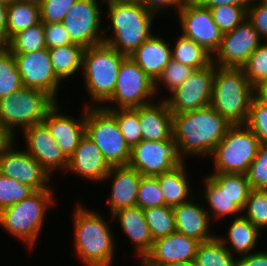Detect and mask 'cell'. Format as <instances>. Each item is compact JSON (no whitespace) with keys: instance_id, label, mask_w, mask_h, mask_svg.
I'll use <instances>...</instances> for the list:
<instances>
[{"instance_id":"13","label":"cell","mask_w":267,"mask_h":266,"mask_svg":"<svg viewBox=\"0 0 267 266\" xmlns=\"http://www.w3.org/2000/svg\"><path fill=\"white\" fill-rule=\"evenodd\" d=\"M182 162L174 140H141L131 149L128 165L136 169L142 176L155 177L171 171Z\"/></svg>"},{"instance_id":"30","label":"cell","mask_w":267,"mask_h":266,"mask_svg":"<svg viewBox=\"0 0 267 266\" xmlns=\"http://www.w3.org/2000/svg\"><path fill=\"white\" fill-rule=\"evenodd\" d=\"M204 189L202 191V200L208 203L206 211L210 219L214 221L225 217H238L242 215V210L232 202V199L222 191L221 188L206 174L203 180ZM241 213V214H240ZM213 216H211V215Z\"/></svg>"},{"instance_id":"10","label":"cell","mask_w":267,"mask_h":266,"mask_svg":"<svg viewBox=\"0 0 267 266\" xmlns=\"http://www.w3.org/2000/svg\"><path fill=\"white\" fill-rule=\"evenodd\" d=\"M154 96H156L155 83L129 56H126L120 64L113 95L106 102L108 105L103 104L102 108L106 110L139 108L154 102Z\"/></svg>"},{"instance_id":"54","label":"cell","mask_w":267,"mask_h":266,"mask_svg":"<svg viewBox=\"0 0 267 266\" xmlns=\"http://www.w3.org/2000/svg\"><path fill=\"white\" fill-rule=\"evenodd\" d=\"M14 140L13 135L0 123V153L6 149Z\"/></svg>"},{"instance_id":"36","label":"cell","mask_w":267,"mask_h":266,"mask_svg":"<svg viewBox=\"0 0 267 266\" xmlns=\"http://www.w3.org/2000/svg\"><path fill=\"white\" fill-rule=\"evenodd\" d=\"M22 80L13 53L0 47V99L22 88Z\"/></svg>"},{"instance_id":"56","label":"cell","mask_w":267,"mask_h":266,"mask_svg":"<svg viewBox=\"0 0 267 266\" xmlns=\"http://www.w3.org/2000/svg\"><path fill=\"white\" fill-rule=\"evenodd\" d=\"M257 93L267 101V82L257 90Z\"/></svg>"},{"instance_id":"42","label":"cell","mask_w":267,"mask_h":266,"mask_svg":"<svg viewBox=\"0 0 267 266\" xmlns=\"http://www.w3.org/2000/svg\"><path fill=\"white\" fill-rule=\"evenodd\" d=\"M245 125L255 133L261 143L267 144V101L258 93L252 98Z\"/></svg>"},{"instance_id":"3","label":"cell","mask_w":267,"mask_h":266,"mask_svg":"<svg viewBox=\"0 0 267 266\" xmlns=\"http://www.w3.org/2000/svg\"><path fill=\"white\" fill-rule=\"evenodd\" d=\"M77 204L71 218L77 255L86 266H111L117 247L110 223L98 211Z\"/></svg>"},{"instance_id":"44","label":"cell","mask_w":267,"mask_h":266,"mask_svg":"<svg viewBox=\"0 0 267 266\" xmlns=\"http://www.w3.org/2000/svg\"><path fill=\"white\" fill-rule=\"evenodd\" d=\"M195 71V69L171 60L164 68L161 76L155 82V94H158L160 85L164 84L170 92L182 85ZM160 84V85H159ZM159 87V88H158Z\"/></svg>"},{"instance_id":"21","label":"cell","mask_w":267,"mask_h":266,"mask_svg":"<svg viewBox=\"0 0 267 266\" xmlns=\"http://www.w3.org/2000/svg\"><path fill=\"white\" fill-rule=\"evenodd\" d=\"M111 170L102 152L86 134L81 139L73 155L69 158L66 173L71 172L93 182H104Z\"/></svg>"},{"instance_id":"25","label":"cell","mask_w":267,"mask_h":266,"mask_svg":"<svg viewBox=\"0 0 267 266\" xmlns=\"http://www.w3.org/2000/svg\"><path fill=\"white\" fill-rule=\"evenodd\" d=\"M172 115L164 99L139 107L142 140H173Z\"/></svg>"},{"instance_id":"22","label":"cell","mask_w":267,"mask_h":266,"mask_svg":"<svg viewBox=\"0 0 267 266\" xmlns=\"http://www.w3.org/2000/svg\"><path fill=\"white\" fill-rule=\"evenodd\" d=\"M112 179L111 194L107 198V205L111 215L127 207L136 206L138 188L142 175L129 165L111 167L104 181Z\"/></svg>"},{"instance_id":"2","label":"cell","mask_w":267,"mask_h":266,"mask_svg":"<svg viewBox=\"0 0 267 266\" xmlns=\"http://www.w3.org/2000/svg\"><path fill=\"white\" fill-rule=\"evenodd\" d=\"M104 4L111 22L104 30V42L119 53L129 56L153 35L151 26L156 15L139 0H106Z\"/></svg>"},{"instance_id":"17","label":"cell","mask_w":267,"mask_h":266,"mask_svg":"<svg viewBox=\"0 0 267 266\" xmlns=\"http://www.w3.org/2000/svg\"><path fill=\"white\" fill-rule=\"evenodd\" d=\"M16 141L0 153V173L32 187L35 191L51 189L50 174L25 148L17 149Z\"/></svg>"},{"instance_id":"20","label":"cell","mask_w":267,"mask_h":266,"mask_svg":"<svg viewBox=\"0 0 267 266\" xmlns=\"http://www.w3.org/2000/svg\"><path fill=\"white\" fill-rule=\"evenodd\" d=\"M57 102L46 114L42 121L49 129L56 143L61 147L64 154L70 158L75 152L81 139L86 134V106L81 118L60 113L62 108Z\"/></svg>"},{"instance_id":"1","label":"cell","mask_w":267,"mask_h":266,"mask_svg":"<svg viewBox=\"0 0 267 266\" xmlns=\"http://www.w3.org/2000/svg\"><path fill=\"white\" fill-rule=\"evenodd\" d=\"M230 126L231 124L210 105L173 114V140L180 159L185 162L189 156H211Z\"/></svg>"},{"instance_id":"9","label":"cell","mask_w":267,"mask_h":266,"mask_svg":"<svg viewBox=\"0 0 267 266\" xmlns=\"http://www.w3.org/2000/svg\"><path fill=\"white\" fill-rule=\"evenodd\" d=\"M86 135L96 143L111 167L129 164L131 149L115 117L102 107H86Z\"/></svg>"},{"instance_id":"28","label":"cell","mask_w":267,"mask_h":266,"mask_svg":"<svg viewBox=\"0 0 267 266\" xmlns=\"http://www.w3.org/2000/svg\"><path fill=\"white\" fill-rule=\"evenodd\" d=\"M185 164L182 162L171 171L155 176L159 182L165 205L168 207L173 208L196 197L192 194L188 179L189 172L187 173L188 167Z\"/></svg>"},{"instance_id":"14","label":"cell","mask_w":267,"mask_h":266,"mask_svg":"<svg viewBox=\"0 0 267 266\" xmlns=\"http://www.w3.org/2000/svg\"><path fill=\"white\" fill-rule=\"evenodd\" d=\"M259 32L246 18L234 30L223 33L213 63L219 67L242 68L249 56L263 42Z\"/></svg>"},{"instance_id":"12","label":"cell","mask_w":267,"mask_h":266,"mask_svg":"<svg viewBox=\"0 0 267 266\" xmlns=\"http://www.w3.org/2000/svg\"><path fill=\"white\" fill-rule=\"evenodd\" d=\"M215 64L195 70L179 87L163 98L173 114L207 107L211 104Z\"/></svg>"},{"instance_id":"48","label":"cell","mask_w":267,"mask_h":266,"mask_svg":"<svg viewBox=\"0 0 267 266\" xmlns=\"http://www.w3.org/2000/svg\"><path fill=\"white\" fill-rule=\"evenodd\" d=\"M247 19L259 32L262 40L267 41V0H255L247 10Z\"/></svg>"},{"instance_id":"24","label":"cell","mask_w":267,"mask_h":266,"mask_svg":"<svg viewBox=\"0 0 267 266\" xmlns=\"http://www.w3.org/2000/svg\"><path fill=\"white\" fill-rule=\"evenodd\" d=\"M111 219L119 222L121 231L135 246L140 262L151 251L153 238L146 222L143 209L139 206L122 208L111 215Z\"/></svg>"},{"instance_id":"8","label":"cell","mask_w":267,"mask_h":266,"mask_svg":"<svg viewBox=\"0 0 267 266\" xmlns=\"http://www.w3.org/2000/svg\"><path fill=\"white\" fill-rule=\"evenodd\" d=\"M260 144L259 138L245 124L231 125L211 155L214 161L212 173L246 175Z\"/></svg>"},{"instance_id":"32","label":"cell","mask_w":267,"mask_h":266,"mask_svg":"<svg viewBox=\"0 0 267 266\" xmlns=\"http://www.w3.org/2000/svg\"><path fill=\"white\" fill-rule=\"evenodd\" d=\"M174 43L175 46L171 48L172 60L195 70L206 68L213 63L212 54L194 40L181 34Z\"/></svg>"},{"instance_id":"40","label":"cell","mask_w":267,"mask_h":266,"mask_svg":"<svg viewBox=\"0 0 267 266\" xmlns=\"http://www.w3.org/2000/svg\"><path fill=\"white\" fill-rule=\"evenodd\" d=\"M242 212V215L253 225L260 230H265L267 228V190L251 189Z\"/></svg>"},{"instance_id":"33","label":"cell","mask_w":267,"mask_h":266,"mask_svg":"<svg viewBox=\"0 0 267 266\" xmlns=\"http://www.w3.org/2000/svg\"><path fill=\"white\" fill-rule=\"evenodd\" d=\"M194 262L197 266H238V257L215 237L199 244Z\"/></svg>"},{"instance_id":"46","label":"cell","mask_w":267,"mask_h":266,"mask_svg":"<svg viewBox=\"0 0 267 266\" xmlns=\"http://www.w3.org/2000/svg\"><path fill=\"white\" fill-rule=\"evenodd\" d=\"M251 189L267 190V144L261 143L246 173Z\"/></svg>"},{"instance_id":"6","label":"cell","mask_w":267,"mask_h":266,"mask_svg":"<svg viewBox=\"0 0 267 266\" xmlns=\"http://www.w3.org/2000/svg\"><path fill=\"white\" fill-rule=\"evenodd\" d=\"M54 194L52 189L36 191L21 202L1 210L0 227L24 242L27 248H32L39 240L46 213L56 204Z\"/></svg>"},{"instance_id":"52","label":"cell","mask_w":267,"mask_h":266,"mask_svg":"<svg viewBox=\"0 0 267 266\" xmlns=\"http://www.w3.org/2000/svg\"><path fill=\"white\" fill-rule=\"evenodd\" d=\"M254 1L255 0H198L197 2L204 7L237 5L247 11Z\"/></svg>"},{"instance_id":"58","label":"cell","mask_w":267,"mask_h":266,"mask_svg":"<svg viewBox=\"0 0 267 266\" xmlns=\"http://www.w3.org/2000/svg\"><path fill=\"white\" fill-rule=\"evenodd\" d=\"M198 0H183V2H197Z\"/></svg>"},{"instance_id":"27","label":"cell","mask_w":267,"mask_h":266,"mask_svg":"<svg viewBox=\"0 0 267 266\" xmlns=\"http://www.w3.org/2000/svg\"><path fill=\"white\" fill-rule=\"evenodd\" d=\"M231 220L227 234L225 236L217 235L216 238L232 255L237 253V255L241 254L240 256H243L255 252L254 249L258 243L261 230L243 215Z\"/></svg>"},{"instance_id":"7","label":"cell","mask_w":267,"mask_h":266,"mask_svg":"<svg viewBox=\"0 0 267 266\" xmlns=\"http://www.w3.org/2000/svg\"><path fill=\"white\" fill-rule=\"evenodd\" d=\"M57 102L47 93L22 87L0 99V123L16 139L19 128L42 123L47 112Z\"/></svg>"},{"instance_id":"15","label":"cell","mask_w":267,"mask_h":266,"mask_svg":"<svg viewBox=\"0 0 267 266\" xmlns=\"http://www.w3.org/2000/svg\"><path fill=\"white\" fill-rule=\"evenodd\" d=\"M177 15L182 35L214 55L220 47L223 32L214 22L210 9L198 2H184Z\"/></svg>"},{"instance_id":"51","label":"cell","mask_w":267,"mask_h":266,"mask_svg":"<svg viewBox=\"0 0 267 266\" xmlns=\"http://www.w3.org/2000/svg\"><path fill=\"white\" fill-rule=\"evenodd\" d=\"M238 266H267V250L238 257Z\"/></svg>"},{"instance_id":"26","label":"cell","mask_w":267,"mask_h":266,"mask_svg":"<svg viewBox=\"0 0 267 266\" xmlns=\"http://www.w3.org/2000/svg\"><path fill=\"white\" fill-rule=\"evenodd\" d=\"M129 57L155 83L164 68L172 60L170 43L153 34L142 43Z\"/></svg>"},{"instance_id":"59","label":"cell","mask_w":267,"mask_h":266,"mask_svg":"<svg viewBox=\"0 0 267 266\" xmlns=\"http://www.w3.org/2000/svg\"><path fill=\"white\" fill-rule=\"evenodd\" d=\"M0 1H3V2H9L10 0H0Z\"/></svg>"},{"instance_id":"16","label":"cell","mask_w":267,"mask_h":266,"mask_svg":"<svg viewBox=\"0 0 267 266\" xmlns=\"http://www.w3.org/2000/svg\"><path fill=\"white\" fill-rule=\"evenodd\" d=\"M22 86L41 90L56 102L62 80L56 75L49 55V50L42 49L29 53H13Z\"/></svg>"},{"instance_id":"34","label":"cell","mask_w":267,"mask_h":266,"mask_svg":"<svg viewBox=\"0 0 267 266\" xmlns=\"http://www.w3.org/2000/svg\"><path fill=\"white\" fill-rule=\"evenodd\" d=\"M208 176L222 191L226 192L234 204L243 210L251 191L250 184L245 174L210 173Z\"/></svg>"},{"instance_id":"41","label":"cell","mask_w":267,"mask_h":266,"mask_svg":"<svg viewBox=\"0 0 267 266\" xmlns=\"http://www.w3.org/2000/svg\"><path fill=\"white\" fill-rule=\"evenodd\" d=\"M36 191L0 173V211L30 197Z\"/></svg>"},{"instance_id":"57","label":"cell","mask_w":267,"mask_h":266,"mask_svg":"<svg viewBox=\"0 0 267 266\" xmlns=\"http://www.w3.org/2000/svg\"><path fill=\"white\" fill-rule=\"evenodd\" d=\"M19 1H25V2H33V3H40V0H19Z\"/></svg>"},{"instance_id":"5","label":"cell","mask_w":267,"mask_h":266,"mask_svg":"<svg viewBox=\"0 0 267 266\" xmlns=\"http://www.w3.org/2000/svg\"><path fill=\"white\" fill-rule=\"evenodd\" d=\"M125 57L105 42L85 48L81 73L92 100V105L85 103L86 107H102L112 97Z\"/></svg>"},{"instance_id":"35","label":"cell","mask_w":267,"mask_h":266,"mask_svg":"<svg viewBox=\"0 0 267 266\" xmlns=\"http://www.w3.org/2000/svg\"><path fill=\"white\" fill-rule=\"evenodd\" d=\"M6 47L12 53H29L46 49L43 22L13 35Z\"/></svg>"},{"instance_id":"18","label":"cell","mask_w":267,"mask_h":266,"mask_svg":"<svg viewBox=\"0 0 267 266\" xmlns=\"http://www.w3.org/2000/svg\"><path fill=\"white\" fill-rule=\"evenodd\" d=\"M26 142V152L34 157L41 166L53 177L57 169L66 170L69 158L52 137L48 127L42 122L22 131Z\"/></svg>"},{"instance_id":"50","label":"cell","mask_w":267,"mask_h":266,"mask_svg":"<svg viewBox=\"0 0 267 266\" xmlns=\"http://www.w3.org/2000/svg\"><path fill=\"white\" fill-rule=\"evenodd\" d=\"M150 12L159 14V12L164 11L166 8L173 7L177 11L183 6V0H139ZM164 9V10H163ZM162 10V11H161Z\"/></svg>"},{"instance_id":"38","label":"cell","mask_w":267,"mask_h":266,"mask_svg":"<svg viewBox=\"0 0 267 266\" xmlns=\"http://www.w3.org/2000/svg\"><path fill=\"white\" fill-rule=\"evenodd\" d=\"M108 111L115 117L127 145L132 149L142 140L139 108Z\"/></svg>"},{"instance_id":"55","label":"cell","mask_w":267,"mask_h":266,"mask_svg":"<svg viewBox=\"0 0 267 266\" xmlns=\"http://www.w3.org/2000/svg\"><path fill=\"white\" fill-rule=\"evenodd\" d=\"M194 264H195L194 261H179L164 266H194Z\"/></svg>"},{"instance_id":"49","label":"cell","mask_w":267,"mask_h":266,"mask_svg":"<svg viewBox=\"0 0 267 266\" xmlns=\"http://www.w3.org/2000/svg\"><path fill=\"white\" fill-rule=\"evenodd\" d=\"M43 27L47 49L73 43L62 22L43 23Z\"/></svg>"},{"instance_id":"4","label":"cell","mask_w":267,"mask_h":266,"mask_svg":"<svg viewBox=\"0 0 267 266\" xmlns=\"http://www.w3.org/2000/svg\"><path fill=\"white\" fill-rule=\"evenodd\" d=\"M256 93L242 68L215 65L210 106L231 125L246 124Z\"/></svg>"},{"instance_id":"29","label":"cell","mask_w":267,"mask_h":266,"mask_svg":"<svg viewBox=\"0 0 267 266\" xmlns=\"http://www.w3.org/2000/svg\"><path fill=\"white\" fill-rule=\"evenodd\" d=\"M7 15L6 44L19 31L41 22L40 5L38 3L10 0Z\"/></svg>"},{"instance_id":"45","label":"cell","mask_w":267,"mask_h":266,"mask_svg":"<svg viewBox=\"0 0 267 266\" xmlns=\"http://www.w3.org/2000/svg\"><path fill=\"white\" fill-rule=\"evenodd\" d=\"M136 206L141 209L165 206L164 197L156 177L142 176Z\"/></svg>"},{"instance_id":"39","label":"cell","mask_w":267,"mask_h":266,"mask_svg":"<svg viewBox=\"0 0 267 266\" xmlns=\"http://www.w3.org/2000/svg\"><path fill=\"white\" fill-rule=\"evenodd\" d=\"M242 69L256 90L267 82V41L262 42L249 56Z\"/></svg>"},{"instance_id":"19","label":"cell","mask_w":267,"mask_h":266,"mask_svg":"<svg viewBox=\"0 0 267 266\" xmlns=\"http://www.w3.org/2000/svg\"><path fill=\"white\" fill-rule=\"evenodd\" d=\"M201 242L174 232L154 240L151 251L140 262L141 266H164L179 261H194Z\"/></svg>"},{"instance_id":"47","label":"cell","mask_w":267,"mask_h":266,"mask_svg":"<svg viewBox=\"0 0 267 266\" xmlns=\"http://www.w3.org/2000/svg\"><path fill=\"white\" fill-rule=\"evenodd\" d=\"M77 0H40V15L43 23L62 22Z\"/></svg>"},{"instance_id":"43","label":"cell","mask_w":267,"mask_h":266,"mask_svg":"<svg viewBox=\"0 0 267 266\" xmlns=\"http://www.w3.org/2000/svg\"><path fill=\"white\" fill-rule=\"evenodd\" d=\"M207 8L210 9L214 22L223 33L234 30L243 20L247 18V11L237 5Z\"/></svg>"},{"instance_id":"31","label":"cell","mask_w":267,"mask_h":266,"mask_svg":"<svg viewBox=\"0 0 267 266\" xmlns=\"http://www.w3.org/2000/svg\"><path fill=\"white\" fill-rule=\"evenodd\" d=\"M48 50L53 69L62 81L75 75L76 72L82 71L85 50L83 46L71 43Z\"/></svg>"},{"instance_id":"23","label":"cell","mask_w":267,"mask_h":266,"mask_svg":"<svg viewBox=\"0 0 267 266\" xmlns=\"http://www.w3.org/2000/svg\"><path fill=\"white\" fill-rule=\"evenodd\" d=\"M193 197L190 201L173 207L176 232L185 236L194 238L199 242H206L216 237L211 232L210 216L206 211V207H202L194 201Z\"/></svg>"},{"instance_id":"37","label":"cell","mask_w":267,"mask_h":266,"mask_svg":"<svg viewBox=\"0 0 267 266\" xmlns=\"http://www.w3.org/2000/svg\"><path fill=\"white\" fill-rule=\"evenodd\" d=\"M143 211L153 240L176 232L173 208L165 205L150 207Z\"/></svg>"},{"instance_id":"11","label":"cell","mask_w":267,"mask_h":266,"mask_svg":"<svg viewBox=\"0 0 267 266\" xmlns=\"http://www.w3.org/2000/svg\"><path fill=\"white\" fill-rule=\"evenodd\" d=\"M104 2L105 0H77L72 6L62 23L73 43L88 48L104 42L106 27L102 28L103 14L99 7Z\"/></svg>"},{"instance_id":"53","label":"cell","mask_w":267,"mask_h":266,"mask_svg":"<svg viewBox=\"0 0 267 266\" xmlns=\"http://www.w3.org/2000/svg\"><path fill=\"white\" fill-rule=\"evenodd\" d=\"M7 7L8 2L0 1V47L6 46Z\"/></svg>"}]
</instances>
